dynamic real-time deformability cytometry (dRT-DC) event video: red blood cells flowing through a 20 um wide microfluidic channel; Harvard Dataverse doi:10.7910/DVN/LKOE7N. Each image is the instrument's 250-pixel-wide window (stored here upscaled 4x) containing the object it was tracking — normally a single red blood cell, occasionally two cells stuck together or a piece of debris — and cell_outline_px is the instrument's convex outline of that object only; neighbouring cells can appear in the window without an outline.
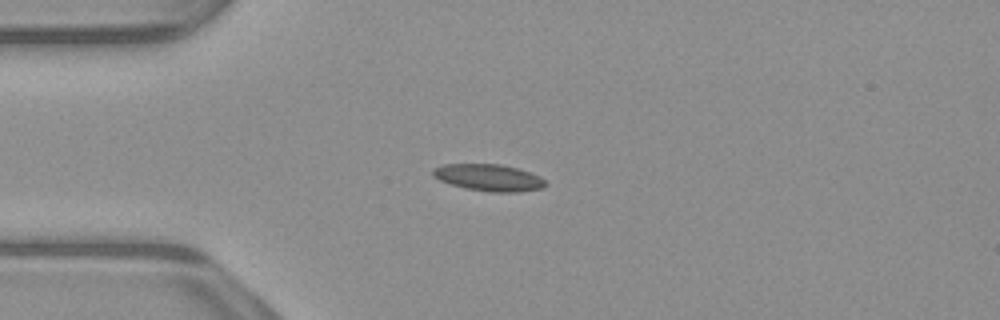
{"species": "common noctule bat (a hibernating species)", "species_latin": "Nyctalus noctula", "temperature_condition": "warm", "stored_images_in_passage": 40, "camera_frame_rate_fps": 3000, "um_per_image_px": 0.085, "animal": {"sex": "male", "body_mass_g": 23.1, "forearm_length_mm": 52.7}, "frame": {"image": 1, "passage_image": 1, "time_ms": 0.0, "image_size_px": [1000, 320], "cell_outline_px": [[548, 184], [544, 188], [520, 192], [492, 192], [464, 188], [440, 180], [432, 176], [432, 168], [444, 164], [500, 164], [516, 168], [540, 176]], "centroid_in_image_um": [41.55, 15.1], "position_along_channel_um": 43.5, "area_um2": 17.63}}
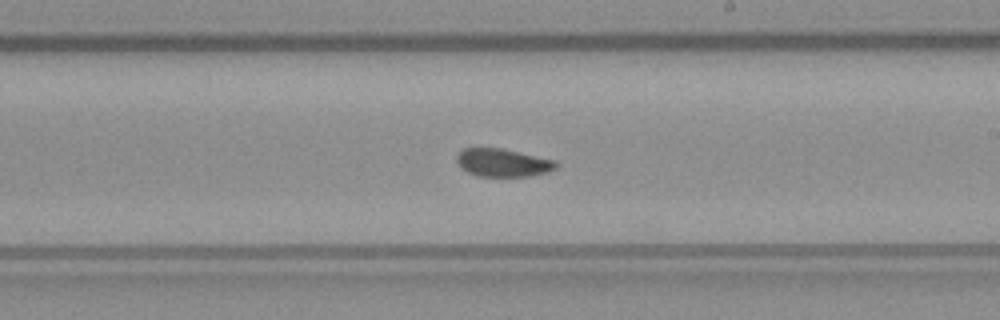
{"frame": {"image": 2, "passage_image": 18, "time_ms": 5.667, "image_size_px": [1000, 320], "cell_outline_px": [[560, 164], [556, 168], [548, 172], [528, 176], [476, 176], [460, 168], [456, 160], [456, 156], [464, 148], [500, 148], [556, 160]], "centroid_in_image_um": [42.75, 13.83], "position_along_channel_um": 246.3, "area_um2": 16.24}}
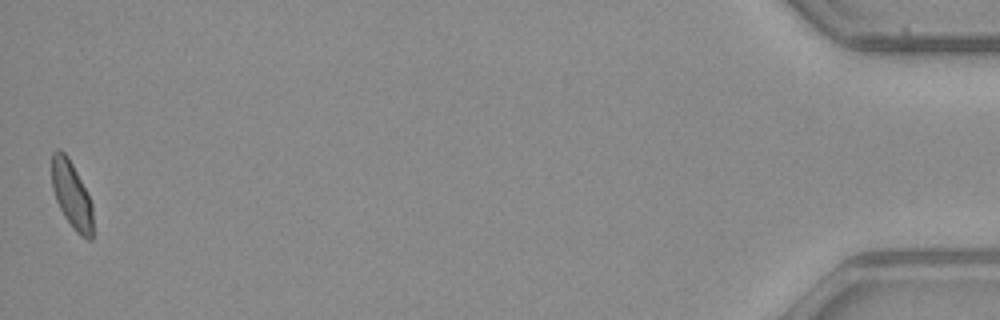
{"frame": {"image": 3, "passage_image": 40, "time_ms": 13.0, "image_size_px": [1000, 320], "cell_outline_px": [[92, 240], [88, 240], [80, 236], [72, 228], [64, 216], [56, 200], [52, 188], [52, 152], [56, 148], [60, 148], [68, 156], [88, 192], [92, 204]], "centroid_in_image_um": [6.09, 16.55], "position_along_channel_um": 429.1, "area_um2": 16.3}, "authors_computed_cell_mechanics": {"area_um2": 16.5597, "velocity_mm_per_s": 3.91, "shape_relaxation_time_tau1_ms": null, "shape_relaxation_time_tau2_ms": 2.8064, "deformation_change_tau1": null, "deformation_change_tau2": 0.0631}}